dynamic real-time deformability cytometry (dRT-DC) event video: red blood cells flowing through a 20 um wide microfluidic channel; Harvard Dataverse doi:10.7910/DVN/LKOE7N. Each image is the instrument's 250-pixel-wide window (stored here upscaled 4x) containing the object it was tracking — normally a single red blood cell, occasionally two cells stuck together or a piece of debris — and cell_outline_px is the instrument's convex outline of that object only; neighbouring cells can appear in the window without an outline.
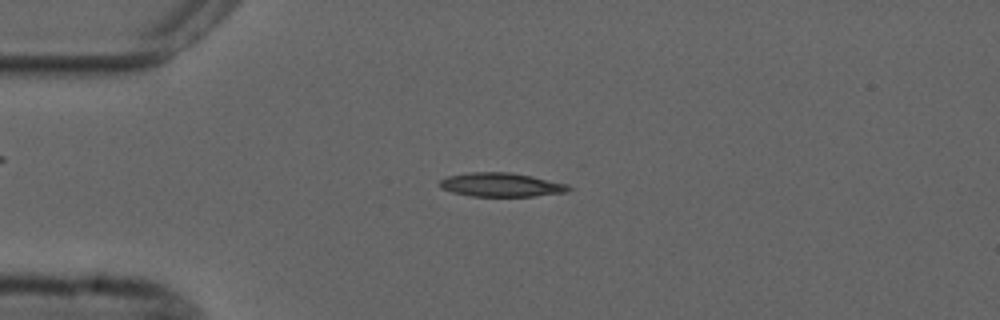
{"species": "common noctule bat (a hibernating species)", "species_latin": "Nyctalus noctula", "temperature_condition": "cold", "stored_images_in_passage": 50, "camera_frame_rate_fps": 3000, "um_per_image_px": 0.085, "animal": {"sex": "male", "forearm_length_mm": 52.5}, "frame": {"image": 1, "passage_image": 9, "time_ms": 2.667, "image_size_px": [1000, 320], "cell_outline_px": [[572, 188], [568, 192], [532, 196], [472, 196], [452, 192], [440, 188], [440, 180], [448, 176], [472, 172], [508, 172], [532, 176], [568, 184]], "centroid_in_image_um": [42.62, 15.7], "position_along_channel_um": 42.4, "area_um2": 17.86}}
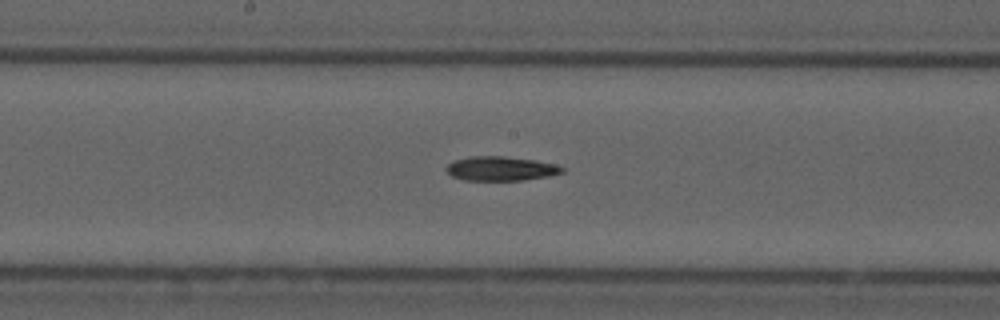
{"frame": {"image": 2, "passage_image": 24, "time_ms": 7.667, "image_size_px": [1000, 320], "cell_outline_px": [[564, 172], [548, 176], [524, 180], [464, 180], [452, 176], [444, 168], [448, 164], [456, 160], [468, 156], [504, 156], [536, 160], [556, 164], [564, 168]], "centroid_in_image_um": [42.57, 14.32], "position_along_channel_um": 205.6, "area_um2": 16.42}}
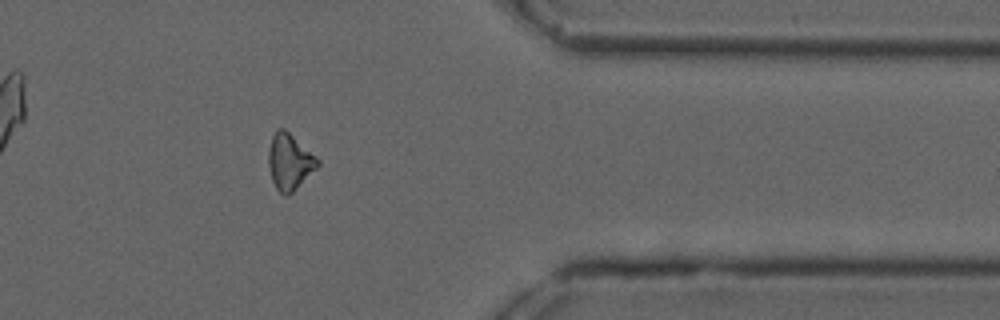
{"frame": {"image": 3, "passage_image": 40, "time_ms": 13.0, "image_size_px": [1000, 320], "cell_outline_px": [[320, 164], [288, 196], [284, 196], [276, 188], [272, 180], [268, 164], [268, 148], [272, 136], [276, 128], [284, 128], [316, 156], [320, 160]], "centroid_in_image_um": [24.59, 13.73], "position_along_channel_um": 386.8, "area_um2": 15.95}, "authors_computed_cell_mechanics": {"area_um2": 16.5308, "velocity_mm_per_s": 3.7247, "shape_relaxation_time_tau1_ms": 6.023, "shape_relaxation_time_tau2_ms": null, "deformation_change_tau1": 0.1592, "deformation_change_tau2": null}}